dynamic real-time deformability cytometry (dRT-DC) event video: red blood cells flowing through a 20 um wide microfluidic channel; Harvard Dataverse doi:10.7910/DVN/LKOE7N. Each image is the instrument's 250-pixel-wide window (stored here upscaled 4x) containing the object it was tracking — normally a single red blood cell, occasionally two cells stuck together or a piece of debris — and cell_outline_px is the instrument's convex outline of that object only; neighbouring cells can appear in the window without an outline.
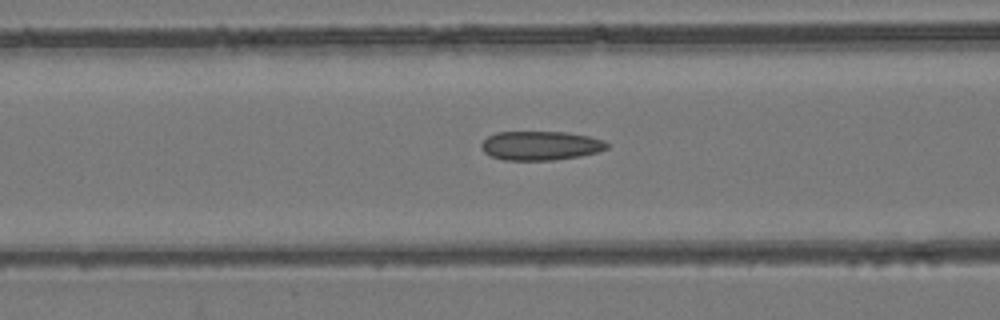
{"species": "common noctule bat (a hibernating species)", "species_latin": "Nyctalus noctula", "temperature_condition": "room temperature", "stored_images_in_passage": 53, "camera_frame_rate_fps": 3000, "um_per_image_px": 0.085, "animal": {"sex": "female", "body_mass_g": 24.6, "forearm_length_mm": 56.2}, "frame": {"image": 1, "passage_image": 22, "time_ms": 7.0, "image_size_px": [1000, 320], "cell_outline_px": [[608, 148], [596, 152], [580, 156], [552, 160], [504, 160], [492, 156], [484, 152], [480, 148], [480, 144], [488, 136], [496, 132], [564, 132], [588, 136], [604, 140], [608, 144]], "centroid_in_image_um": [45.92, 12.38], "position_along_channel_um": 120.7, "area_um2": 21.21}}
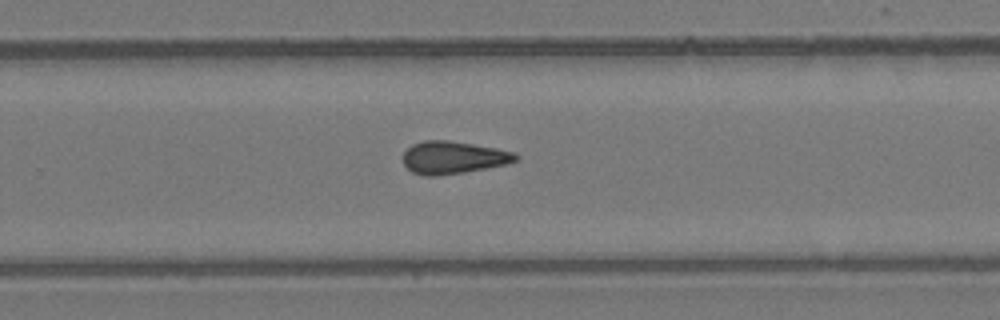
{"frame": {"image": 2, "passage_image": 35, "time_ms": 11.333, "image_size_px": [1000, 320], "cell_outline_px": [[520, 160], [504, 164], [464, 172], [436, 176], [424, 176], [412, 172], [404, 164], [404, 152], [412, 144], [424, 140], [448, 140], [496, 148], [516, 152], [520, 156]], "centroid_in_image_um": [38.54, 13.38], "position_along_channel_um": 291.3, "area_um2": 21.33}}
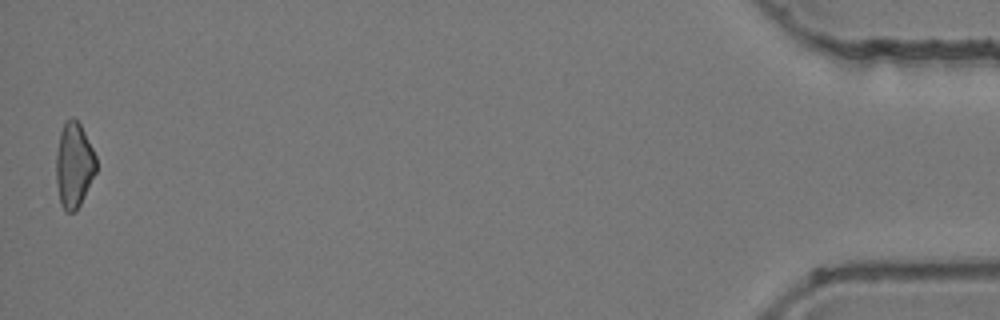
{"frame": {"image": 3, "passage_image": 53, "time_ms": 17.333, "image_size_px": [1000, 320], "cell_outline_px": [[96, 172], [76, 212], [64, 212], [60, 204], [56, 180], [56, 152], [60, 132], [64, 120], [72, 116], [80, 124], [96, 156]], "centroid_in_image_um": [6.27, 14.03], "position_along_channel_um": 428.9, "area_um2": 20.0}, "authors_computed_cell_mechanics": {"area_um2": 21.2126, "velocity_mm_per_s": 3.9494, "shape_relaxation_time_tau1_ms": null, "shape_relaxation_time_tau2_ms": 7.4342, "deformation_change_tau1": null, "deformation_change_tau2": 0.1786}}